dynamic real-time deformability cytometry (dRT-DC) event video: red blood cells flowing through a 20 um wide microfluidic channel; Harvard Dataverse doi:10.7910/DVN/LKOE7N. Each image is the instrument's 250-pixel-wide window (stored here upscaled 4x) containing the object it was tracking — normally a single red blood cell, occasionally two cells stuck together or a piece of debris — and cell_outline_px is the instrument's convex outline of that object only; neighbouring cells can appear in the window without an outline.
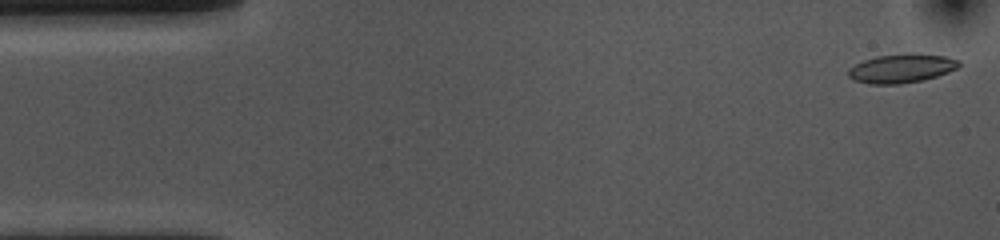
{"species": "common noctule bat (a hibernating species)", "species_latin": "Nyctalus noctula", "temperature_condition": "cold", "stored_images_in_passage": 53, "camera_frame_rate_fps": 3000, "um_per_image_px": 0.085, "animal": {"sex": "female", "body_mass_g": 10.0, "forearm_length_mm": 53.1}, "frame": {"image": 1, "passage_image": 1, "time_ms": 0.0, "image_size_px": [1000, 240], "cell_outline_px": [[960, 64], [956, 68], [948, 72], [924, 80], [900, 84], [872, 84], [852, 80], [848, 76], [848, 68], [864, 60], [876, 56], [912, 52], [948, 56], [960, 60]], "centroid_in_image_um": [76.64, 5.8], "position_along_channel_um": 8.4, "area_um2": 18.9}}
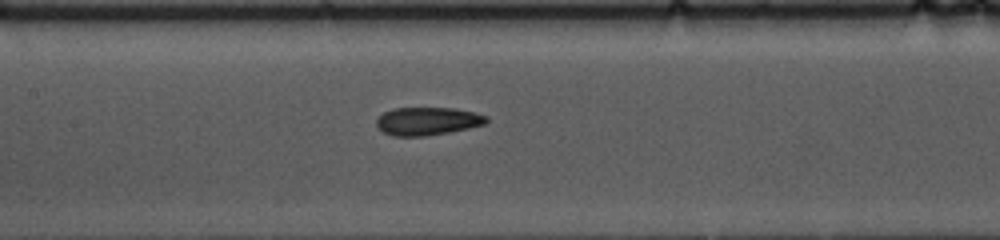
{"frame": {"image": 2, "passage_image": 23, "time_ms": 7.333, "image_size_px": [1000, 240], "cell_outline_px": [[488, 120], [484, 124], [468, 128], [448, 132], [424, 136], [392, 136], [384, 132], [376, 124], [376, 120], [384, 112], [392, 108], [452, 108], [476, 112], [488, 116]], "centroid_in_image_um": [36.34, 10.29], "position_along_channel_um": 171.1, "area_um2": 17.86}}
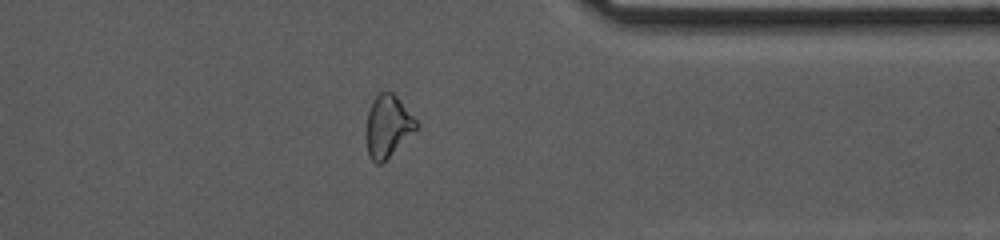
{"frame": {"image": 3, "passage_image": 41, "time_ms": 13.333, "image_size_px": [1000, 240], "cell_outline_px": [[420, 128], [380, 164], [376, 164], [368, 156], [368, 112], [372, 100], [380, 92], [392, 92], [396, 96], [420, 124]], "centroid_in_image_um": [33.01, 10.72], "position_along_channel_um": 378.4, "area_um2": 17.8}, "authors_computed_cell_mechanics": {"area_um2": 18.3226, "velocity_mm_per_s": 3.6635, "shape_relaxation_time_tau1_ms": 6.9828, "shape_relaxation_time_tau2_ms": 2.274, "deformation_change_tau1": 0.16, "deformation_change_tau2": 0.0927}}